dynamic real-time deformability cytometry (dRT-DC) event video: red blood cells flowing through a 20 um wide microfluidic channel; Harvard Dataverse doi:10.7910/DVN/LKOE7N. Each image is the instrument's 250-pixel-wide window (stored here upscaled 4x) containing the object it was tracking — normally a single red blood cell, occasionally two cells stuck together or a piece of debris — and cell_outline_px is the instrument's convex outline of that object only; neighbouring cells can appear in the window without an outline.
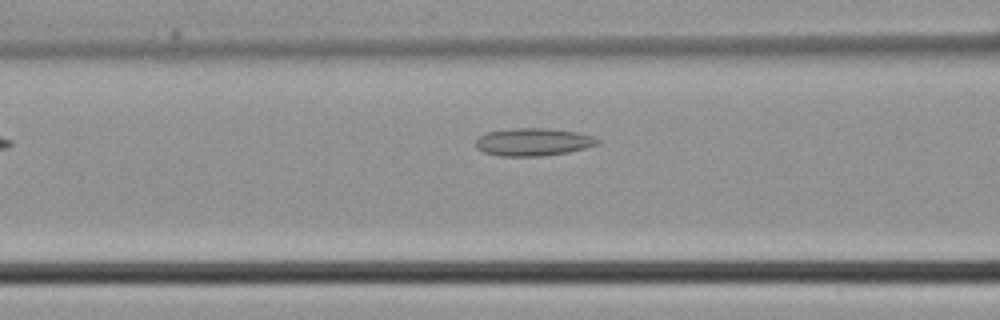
{"species": "common noctule bat (a hibernating species)", "species_latin": "Nyctalus noctula", "temperature_condition": "cold", "stored_images_in_passage": 5, "camera_frame_rate_fps": 3000, "um_per_image_px": 0.085, "animal": {"sex": "male", "body_mass_g": 21.5, "forearm_length_mm": 52.0}, "frame": {"image": 1, "passage_image": 4, "time_ms": 1.0, "image_size_px": [1000, 320], "cell_outline_px": [[600, 144], [568, 152], [544, 156], [500, 156], [484, 152], [476, 148], [476, 140], [480, 136], [488, 132], [512, 128], [548, 128], [580, 132], [592, 136], [600, 140]], "centroid_in_image_um": [45.35, 12.06], "position_along_channel_um": 121.3, "area_um2": 19.77}}